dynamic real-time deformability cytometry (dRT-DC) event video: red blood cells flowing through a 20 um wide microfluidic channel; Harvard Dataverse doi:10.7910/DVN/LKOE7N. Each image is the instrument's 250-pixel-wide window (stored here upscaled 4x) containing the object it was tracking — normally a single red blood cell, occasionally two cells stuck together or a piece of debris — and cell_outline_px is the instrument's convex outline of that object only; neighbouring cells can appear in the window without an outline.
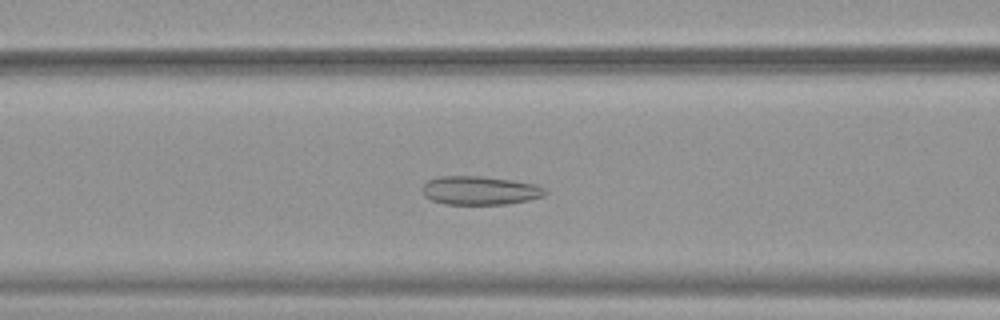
{"species": "common noctule bat (a hibernating species)", "species_latin": "Nyctalus noctula", "temperature_condition": "warm", "stored_images_in_passage": 53, "camera_frame_rate_fps": 3000, "um_per_image_px": 0.085, "animal": {"sex": "female", "body_mass_g": 19.9}, "frame": {"image": 1, "passage_image": 22, "time_ms": 7.0, "image_size_px": [1000, 320], "cell_outline_px": [[548, 192], [544, 196], [528, 200], [508, 204], [444, 204], [432, 200], [424, 196], [420, 188], [428, 180], [436, 176], [480, 176], [512, 180], [536, 184], [544, 188]], "centroid_in_image_um": [40.77, 16.19], "position_along_channel_um": 125.8, "area_um2": 20.69}}
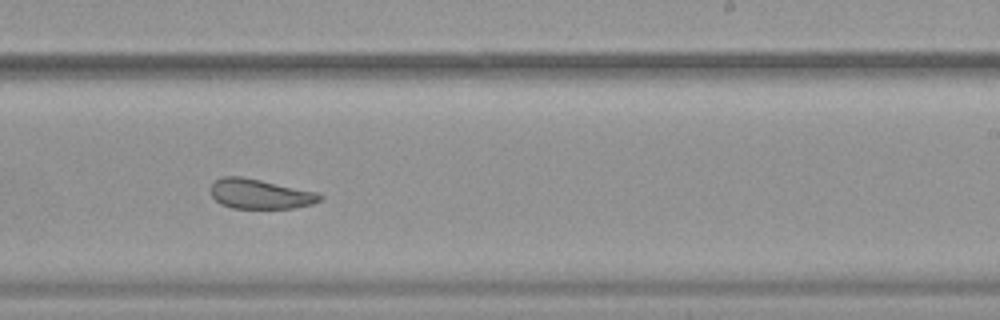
{"frame": {"image": 2, "passage_image": 33, "time_ms": 10.667, "image_size_px": [1000, 320], "cell_outline_px": [[324, 200], [312, 204], [296, 208], [232, 208], [220, 204], [212, 196], [212, 184], [220, 176], [240, 176], [260, 180], [316, 192], [324, 196]], "centroid_in_image_um": [22.13, 16.49], "position_along_channel_um": 266.9, "area_um2": 18.9}}
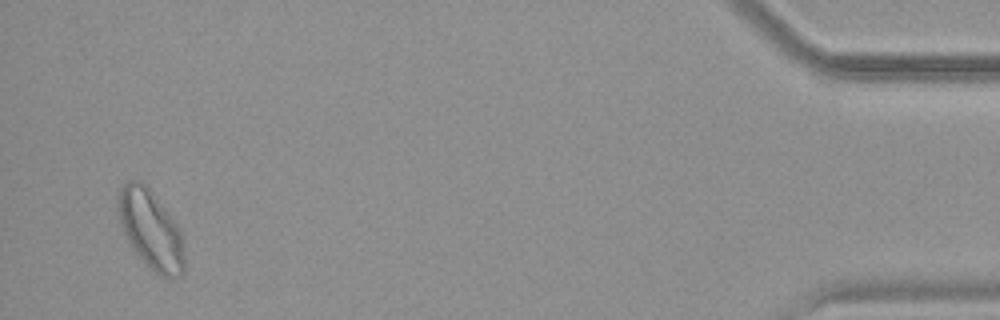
{"frame": {"image": 3, "passage_image": 51, "time_ms": 16.667, "image_size_px": [1000, 320], "cell_outline_px": [[184, 272], [180, 276], [168, 280], [160, 276], [136, 252], [128, 240], [120, 224], [116, 212], [116, 196], [120, 184], [128, 180], [140, 180], [148, 188], [168, 212], [176, 224], [180, 232], [184, 256]], "centroid_in_image_um": [12.77, 19.48], "position_along_channel_um": 422.4, "area_um2": 30.4}, "authors_computed_cell_mechanics": {"area_um2": 24.1604, "velocity_mm_per_s": 3.871, "shape_relaxation_time_tau1_ms": null, "shape_relaxation_time_tau2_ms": 1.9299, "deformation_change_tau1": null, "deformation_change_tau2": 0.1049}}